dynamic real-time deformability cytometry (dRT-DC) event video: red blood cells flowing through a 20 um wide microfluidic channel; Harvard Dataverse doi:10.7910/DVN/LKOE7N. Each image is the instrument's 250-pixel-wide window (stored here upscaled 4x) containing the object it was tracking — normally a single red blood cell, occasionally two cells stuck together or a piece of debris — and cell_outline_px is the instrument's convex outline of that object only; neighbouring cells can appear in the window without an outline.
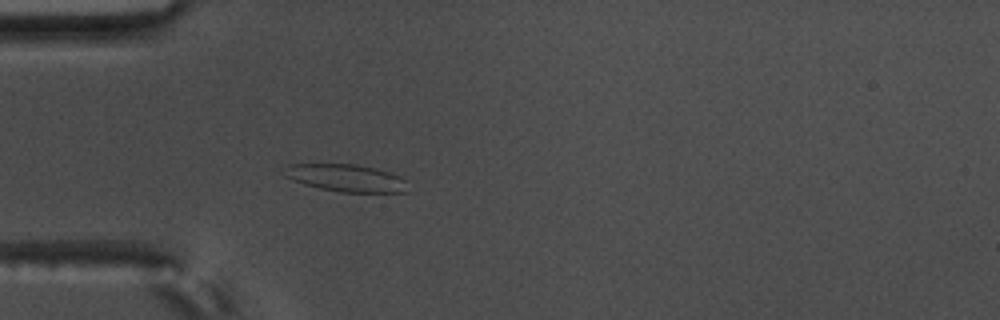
{"species": "common noctule bat (a hibernating species)", "species_latin": "Nyctalus noctula", "temperature_condition": "warm", "stored_images_in_passage": 58, "camera_frame_rate_fps": 3000, "um_per_image_px": 0.085, "animal": {"sex": "male", "body_mass_g": 17.5, "forearm_length_mm": 52.3}, "frame": {"image": 1, "passage_image": 18, "time_ms": 5.667, "image_size_px": [1000, 320], "cell_outline_px": [[408, 192], [340, 192], [320, 188], [304, 184], [284, 176], [288, 164], [356, 164], [392, 172], [400, 176], [404, 180]], "centroid_in_image_um": [29.44, 15.12], "position_along_channel_um": 55.6, "area_um2": 19.54}}
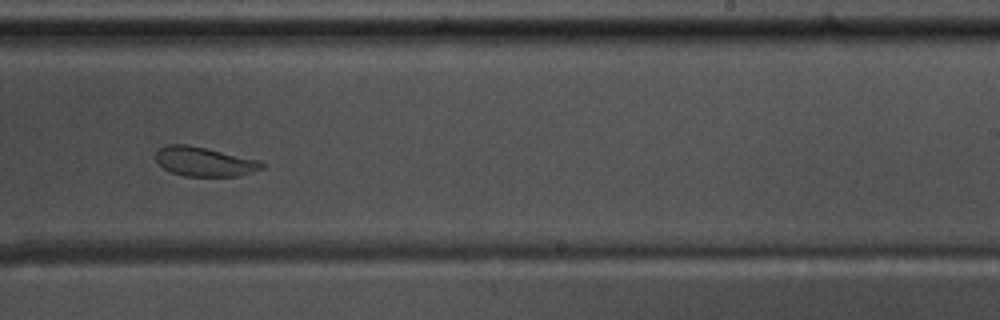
{"frame": {"image": 2, "passage_image": 37, "time_ms": 12.0, "image_size_px": [1000, 320], "cell_outline_px": [[264, 168], [240, 176], [184, 176], [172, 172], [164, 168], [156, 160], [156, 152], [164, 144], [188, 144], [260, 160], [264, 164]], "centroid_in_image_um": [17.38, 13.73], "position_along_channel_um": 271.6, "area_um2": 18.15}}
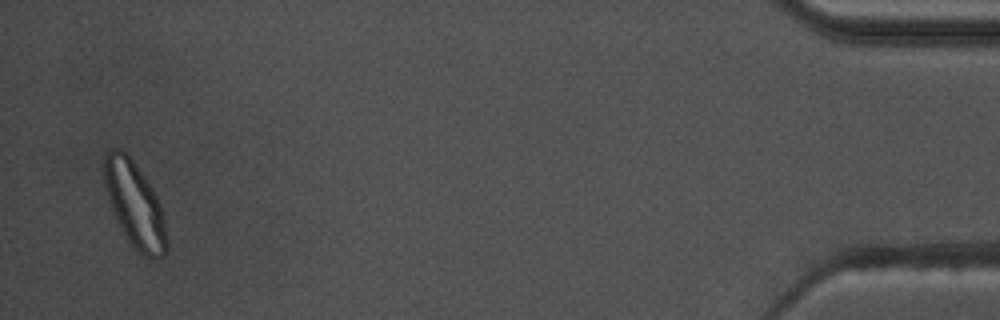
{"frame": {"image": 3, "passage_image": 57, "time_ms": 18.667, "image_size_px": [1000, 320], "cell_outline_px": [[168, 252], [164, 256], [156, 260], [152, 260], [144, 256], [132, 248], [116, 220], [108, 200], [104, 180], [104, 152], [108, 148], [120, 148], [132, 160], [144, 176], [152, 188], [160, 204], [168, 240]], "centroid_in_image_um": [11.45, 17.44], "position_along_channel_um": 423.7, "area_um2": 31.44}, "authors_computed_cell_mechanics": {"area_um2": 22.542, "velocity_mm_per_s": 3.5398, "shape_relaxation_time_tau1_ms": null, "shape_relaxation_time_tau2_ms": 1.2845, "deformation_change_tau1": null, "deformation_change_tau2": 0.052}}